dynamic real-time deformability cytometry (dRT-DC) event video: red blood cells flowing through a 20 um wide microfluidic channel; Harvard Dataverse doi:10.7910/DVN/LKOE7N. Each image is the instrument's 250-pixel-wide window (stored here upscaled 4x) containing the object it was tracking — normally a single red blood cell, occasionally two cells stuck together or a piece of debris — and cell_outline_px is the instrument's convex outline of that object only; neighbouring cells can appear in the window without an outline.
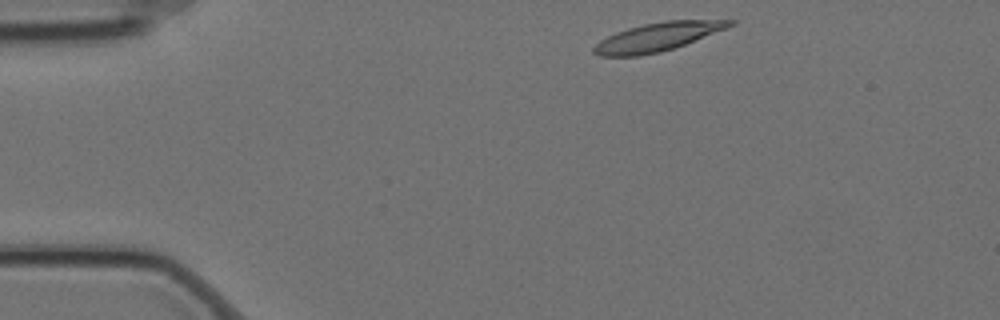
{"species": "Egyptian fruit bat (a non-hibernating species)", "species_latin": "Rousettus aegyptiacus", "temperature_condition": "cold", "stored_images_in_passage": 3, "camera_frame_rate_fps": 3000, "um_per_image_px": 0.085, "animal": {"sex": "female"}, "frame": {"image": 1, "passage_image": 1, "time_ms": 0.0, "image_size_px": [1000, 320], "cell_outline_px": [[736, 24], [684, 44], [660, 52], [640, 56], [600, 56], [592, 52], [592, 48], [600, 40], [616, 32], [628, 28], [644, 24], [664, 20], [736, 20]], "centroid_in_image_um": [55.85, 3.14], "position_along_channel_um": 29.2, "area_um2": 22.31}}